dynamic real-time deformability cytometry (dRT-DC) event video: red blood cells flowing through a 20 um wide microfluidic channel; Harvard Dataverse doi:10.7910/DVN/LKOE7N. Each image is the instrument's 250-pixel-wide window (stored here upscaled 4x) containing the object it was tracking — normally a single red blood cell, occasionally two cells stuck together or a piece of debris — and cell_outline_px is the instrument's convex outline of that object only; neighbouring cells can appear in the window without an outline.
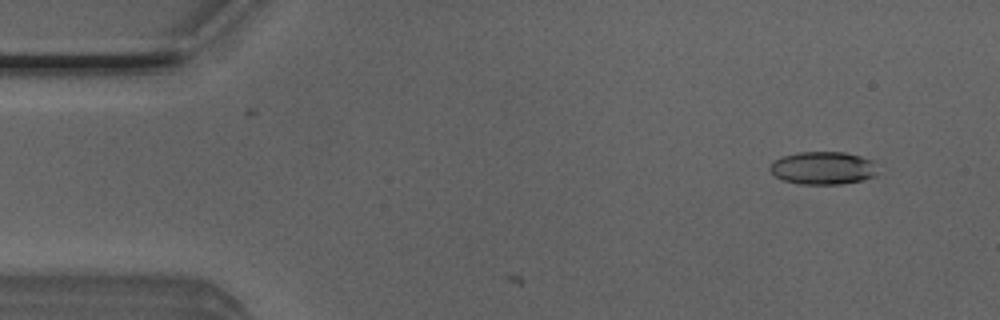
{"species": "Egyptian fruit bat (a non-hibernating species)", "species_latin": "Rousettus aegyptiacus", "temperature_condition": "room temperature", "stored_images_in_passage": 3, "camera_frame_rate_fps": 3000, "um_per_image_px": 0.085, "animal": {"sex": "male"}, "frame": {"image": 1, "passage_image": 3, "time_ms": 0.667, "image_size_px": [1000, 320], "cell_outline_px": [[876, 176], [860, 180], [840, 184], [800, 184], [784, 180], [776, 176], [768, 168], [780, 156], [800, 152], [844, 152], [860, 156], [872, 160], [876, 172]], "centroid_in_image_um": [69.94, 14.28], "position_along_channel_um": 15.1, "area_um2": 20.4}}